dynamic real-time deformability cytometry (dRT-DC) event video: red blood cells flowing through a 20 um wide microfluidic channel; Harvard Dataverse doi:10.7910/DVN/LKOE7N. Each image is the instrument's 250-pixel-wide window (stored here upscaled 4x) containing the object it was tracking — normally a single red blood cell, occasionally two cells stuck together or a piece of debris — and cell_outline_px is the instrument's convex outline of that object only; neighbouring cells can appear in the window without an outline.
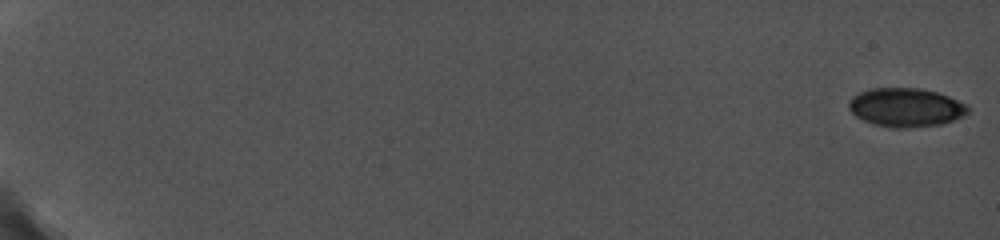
{"species": "common noctule bat (a hibernating species)", "species_latin": "Nyctalus noctula", "temperature_condition": "cold", "stored_images_in_passage": 28, "camera_frame_rate_fps": 5000, "um_per_image_px": 0.085, "animal": {"sex": "female", "body_mass_g": 19.0, "forearm_length_mm": 56.7}, "frame": {"image": 1, "passage_image": 1, "time_ms": 0.0, "image_size_px": [1000, 240], "cell_outline_px": [[968, 112], [964, 116], [940, 124], [908, 128], [892, 128], [876, 124], [864, 120], [856, 116], [848, 108], [848, 100], [852, 96], [868, 88], [920, 88], [936, 92], [948, 96], [964, 104], [968, 108]], "centroid_in_image_um": [76.95, 9.12], "position_along_channel_um": 8.0, "area_um2": 26.76}}
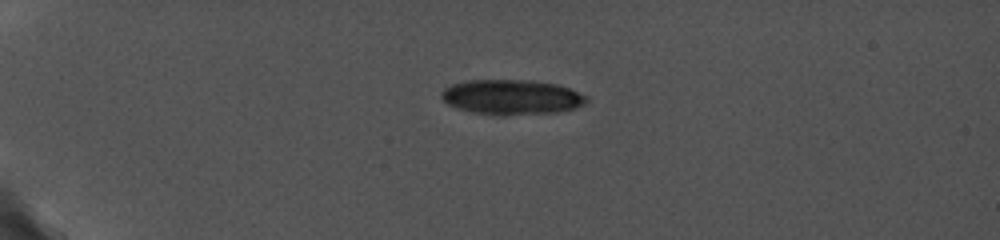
{"frame": {"image": 2, "passage_image": 24, "time_ms": 5.2, "image_size_px": [1000, 240], "cell_outline_px": [[588, 100], [584, 104], [576, 108], [556, 112], [504, 116], [500, 116], [472, 112], [456, 108], [448, 104], [440, 96], [440, 92], [444, 88], [452, 84], [468, 80], [532, 80], [556, 84], [568, 88], [588, 96]], "centroid_in_image_um": [43.47, 8.26], "position_along_channel_um": 41.5, "area_um2": 29.82}}